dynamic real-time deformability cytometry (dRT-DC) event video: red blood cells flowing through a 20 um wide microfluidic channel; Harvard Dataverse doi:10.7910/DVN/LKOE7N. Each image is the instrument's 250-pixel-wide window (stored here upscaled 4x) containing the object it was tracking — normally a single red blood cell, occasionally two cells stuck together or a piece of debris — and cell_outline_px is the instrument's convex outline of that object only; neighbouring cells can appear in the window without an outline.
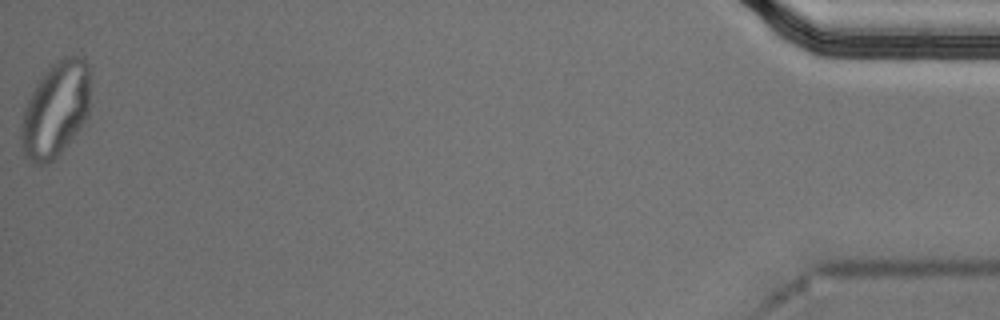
{"species": "Egyptian fruit bat (a non-hibernating species)", "species_latin": "Rousettus aegyptiacus", "temperature_condition": "cold", "stored_images_in_passage": 45, "segment_of_instrument_passage": [2, 2], "camera_frame_rate_fps": 3000, "um_per_image_px": 0.085, "animal": {"sex": "male"}, "frame": {"image": 1, "passage_image": 45, "time_ms": 14.667, "image_size_px": [1000, 320], "cell_outline_px": [[92, 76], [88, 116], [76, 132], [60, 152], [48, 164], [32, 164], [24, 156], [20, 140], [20, 124], [24, 108], [36, 84], [48, 68], [56, 60], [68, 56], [80, 56], [88, 64]], "centroid_in_image_um": [4.73, 9.29], "position_along_channel_um": 430.5, "area_um2": 38.78}}